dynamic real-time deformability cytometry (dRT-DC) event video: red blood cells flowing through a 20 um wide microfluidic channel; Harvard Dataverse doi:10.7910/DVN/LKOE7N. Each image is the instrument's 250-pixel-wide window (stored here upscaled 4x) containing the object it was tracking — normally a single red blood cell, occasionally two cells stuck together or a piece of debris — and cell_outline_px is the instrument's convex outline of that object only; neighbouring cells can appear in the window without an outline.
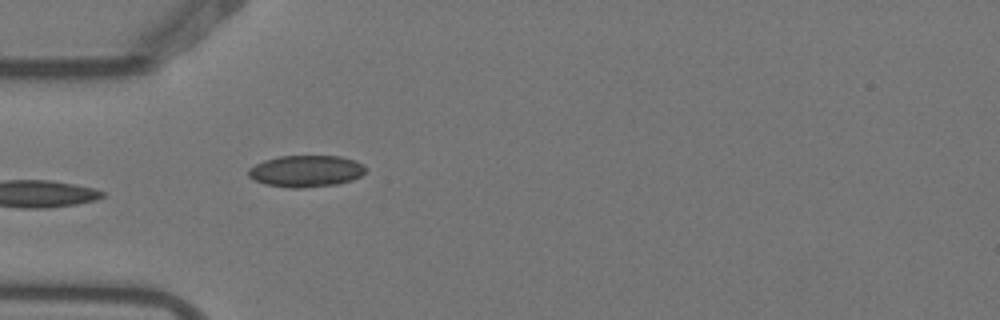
{"species": "Egyptian fruit bat (a non-hibernating species)", "species_latin": "Rousettus aegyptiacus", "temperature_condition": "warm", "stored_images_in_passage": 5, "camera_frame_rate_fps": 3000, "um_per_image_px": 0.085, "animal": {"sex": "female"}, "frame": {"image": 1, "passage_image": 5, "time_ms": 1.333, "image_size_px": [1000, 320], "cell_outline_px": [[364, 172], [360, 176], [352, 180], [336, 184], [300, 188], [292, 188], [264, 184], [252, 180], [248, 176], [248, 168], [264, 160], [280, 156], [340, 156], [356, 160], [364, 164]], "centroid_in_image_um": [25.98, 14.54], "position_along_channel_um": 59.0, "area_um2": 21.68}}